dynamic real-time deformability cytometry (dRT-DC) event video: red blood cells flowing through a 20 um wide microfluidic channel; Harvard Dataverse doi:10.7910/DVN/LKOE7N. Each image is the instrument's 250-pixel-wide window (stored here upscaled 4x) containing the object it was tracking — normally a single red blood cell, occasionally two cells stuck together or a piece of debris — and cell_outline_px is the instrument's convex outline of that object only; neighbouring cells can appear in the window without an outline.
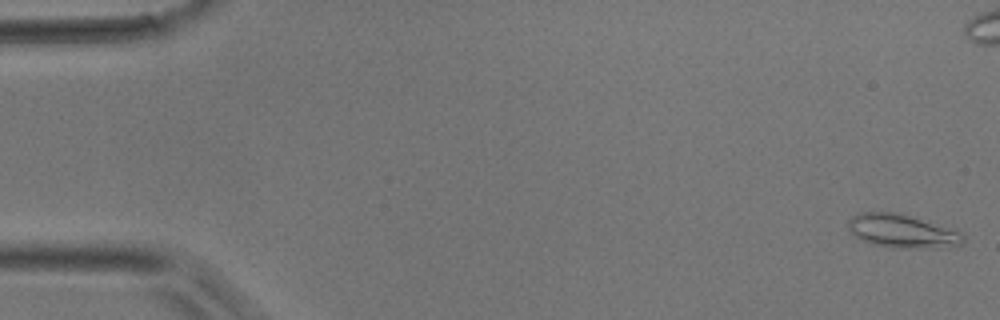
{"species": "common noctule bat (a hibernating species)", "species_latin": "Nyctalus noctula", "temperature_condition": "room temperature", "stored_images_in_passage": 12, "camera_frame_rate_fps": 3000, "um_per_image_px": 0.085, "animal": {"sex": "male", "body_mass_g": 17.9}, "frame": {"image": 1, "passage_image": 1, "time_ms": 0.0, "image_size_px": [1000, 320], "cell_outline_px": [[964, 244], [936, 248], [892, 248], [872, 244], [856, 236], [848, 228], [848, 220], [852, 216], [860, 212], [900, 212], [956, 228], [964, 236]], "centroid_in_image_um": [76.75, 19.63], "position_along_channel_um": 8.2, "area_um2": 22.95}}